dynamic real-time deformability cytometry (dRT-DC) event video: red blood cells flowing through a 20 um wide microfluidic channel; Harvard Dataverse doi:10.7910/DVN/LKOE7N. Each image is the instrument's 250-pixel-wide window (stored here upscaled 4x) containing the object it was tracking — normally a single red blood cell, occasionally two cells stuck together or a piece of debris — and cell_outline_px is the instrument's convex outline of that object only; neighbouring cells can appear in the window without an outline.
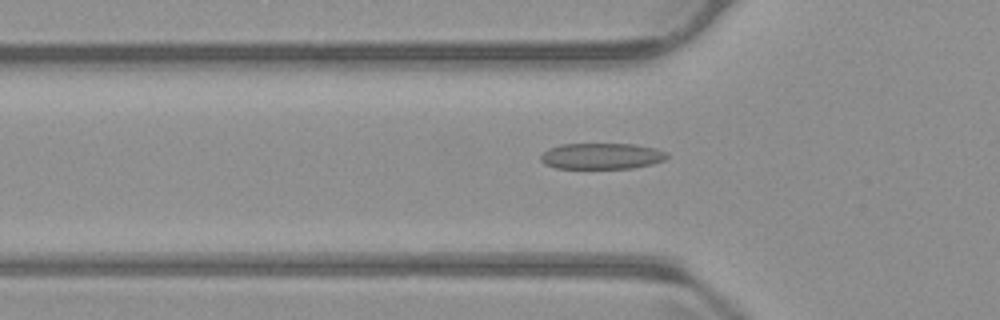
{"species": "common noctule bat (a hibernating species)", "species_latin": "Nyctalus noctula", "temperature_condition": "warm", "stored_images_in_passage": 55, "camera_frame_rate_fps": 3000, "um_per_image_px": 0.085, "animal": {"sex": "male", "body_mass_g": 23.1, "forearm_length_mm": 52.7}, "frame": {"image": 1, "passage_image": 18, "time_ms": 5.667, "image_size_px": [1000, 320], "cell_outline_px": [[668, 156], [664, 160], [652, 164], [632, 168], [556, 168], [544, 164], [540, 160], [540, 156], [548, 148], [560, 144], [636, 144], [656, 148], [668, 152]], "centroid_in_image_um": [51.14, 13.26], "position_along_channel_um": 74.7, "area_um2": 19.31}}
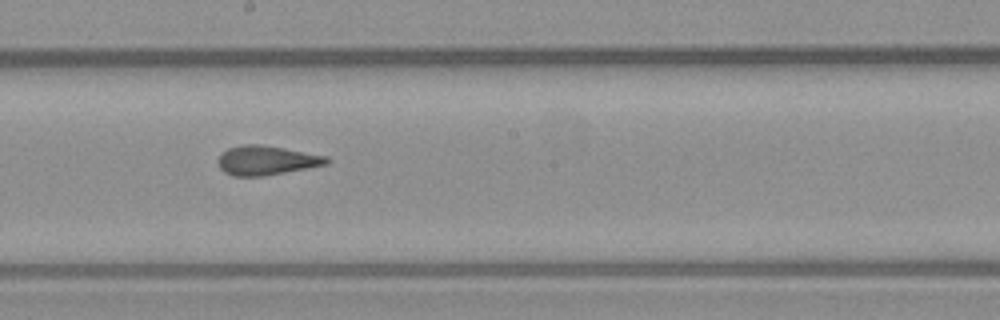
{"frame": {"image": 2, "passage_image": 30, "time_ms": 9.667, "image_size_px": [1000, 320], "cell_outline_px": [[332, 160], [328, 164], [308, 168], [264, 176], [232, 176], [224, 172], [220, 168], [216, 160], [220, 152], [228, 148], [244, 144], [260, 144], [284, 148], [328, 156]], "centroid_in_image_um": [22.63, 13.63], "position_along_channel_um": 225.6, "area_um2": 18.84}}
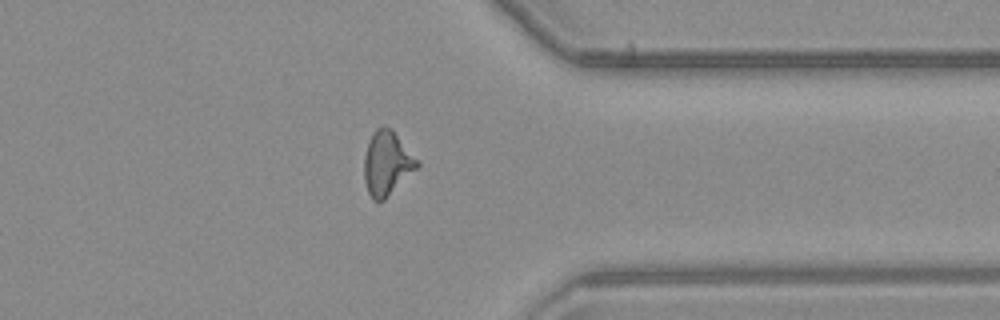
{"frame": {"image": 3, "passage_image": 43, "time_ms": 14.0, "image_size_px": [1000, 320], "cell_outline_px": [[420, 164], [384, 200], [372, 200], [368, 192], [364, 180], [364, 156], [368, 140], [372, 132], [376, 128], [392, 128], [420, 160]], "centroid_in_image_um": [32.89, 13.85], "position_along_channel_um": 378.5, "area_um2": 19.83}, "authors_computed_cell_mechanics": {"area_um2": 19.1896, "velocity_mm_per_s": 3.7393, "shape_relaxation_time_tau1_ms": 10.3861, "shape_relaxation_time_tau2_ms": 1.5931, "deformation_change_tau1": 0.2218, "deformation_change_tau2": 0.1117}}